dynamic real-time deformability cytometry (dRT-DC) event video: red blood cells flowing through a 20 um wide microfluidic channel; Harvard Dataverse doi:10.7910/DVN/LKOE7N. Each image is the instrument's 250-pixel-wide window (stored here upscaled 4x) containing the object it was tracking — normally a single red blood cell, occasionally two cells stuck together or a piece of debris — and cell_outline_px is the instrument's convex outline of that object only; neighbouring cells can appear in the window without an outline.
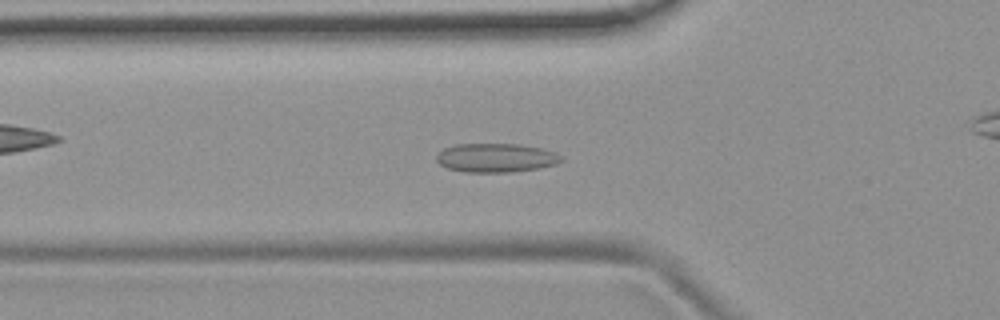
{"species": "common noctule bat (a hibernating species)", "species_latin": "Nyctalus noctula", "temperature_condition": "room temperature", "stored_images_in_passage": 51, "camera_frame_rate_fps": 3000, "um_per_image_px": 0.085, "animal": {"sex": "female", "body_mass_g": 19.9}, "frame": {"image": 1, "passage_image": 15, "time_ms": 4.667, "image_size_px": [1000, 320], "cell_outline_px": [[564, 160], [556, 164], [540, 168], [512, 172], [464, 172], [448, 168], [440, 164], [436, 160], [436, 156], [444, 148], [456, 144], [516, 144], [540, 148], [556, 152], [564, 156]], "centroid_in_image_um": [42.2, 13.42], "position_along_channel_um": 83.6, "area_um2": 21.1}}
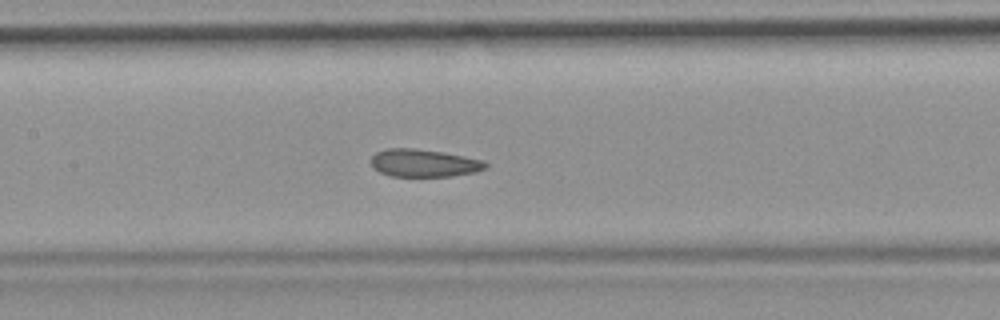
{"frame": {"image": 2, "passage_image": 22, "time_ms": 7.0, "image_size_px": [1000, 320], "cell_outline_px": [[488, 168], [476, 172], [452, 176], [388, 176], [380, 172], [372, 164], [372, 156], [376, 152], [384, 148], [412, 148], [440, 152], [464, 156], [484, 160], [488, 164]], "centroid_in_image_um": [36.06, 13.86], "position_along_channel_um": 171.3, "area_um2": 18.44}, "authors_computed_cell_mechanics": {"area_um2": 19.363, "velocity_mm_per_s": 3.7467, "shape_relaxation_time_tau1_ms": null, "shape_relaxation_time_tau2_ms": 2.1109, "deformation_change_tau1": null, "deformation_change_tau2": 0.059}}